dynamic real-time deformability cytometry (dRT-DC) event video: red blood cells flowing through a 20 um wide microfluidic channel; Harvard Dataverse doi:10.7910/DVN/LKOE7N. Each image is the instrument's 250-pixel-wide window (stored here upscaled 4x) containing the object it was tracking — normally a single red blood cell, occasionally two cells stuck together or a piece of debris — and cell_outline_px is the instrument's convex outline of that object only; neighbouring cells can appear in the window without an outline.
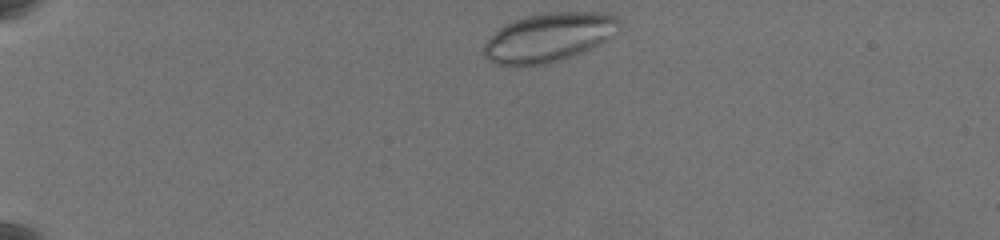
{"species": "common noctule bat (a hibernating species)", "species_latin": "Nyctalus noctula", "temperature_condition": "warm", "stored_images_in_passage": 46, "camera_frame_rate_fps": 3000, "um_per_image_px": 0.085, "animal": {"sex": "female", "body_mass_g": 19.5, "forearm_length_mm": 54.1}, "frame": {"image": 1, "passage_image": 1, "time_ms": 0.0, "image_size_px": [1000, 240], "cell_outline_px": [[620, 32], [608, 40], [584, 52], [548, 64], [496, 64], [488, 60], [484, 56], [484, 44], [500, 28], [516, 20], [528, 16], [548, 12], [608, 12], [616, 16], [620, 20]], "centroid_in_image_um": [46.76, 3.16], "position_along_channel_um": 38.2, "area_um2": 38.44}}
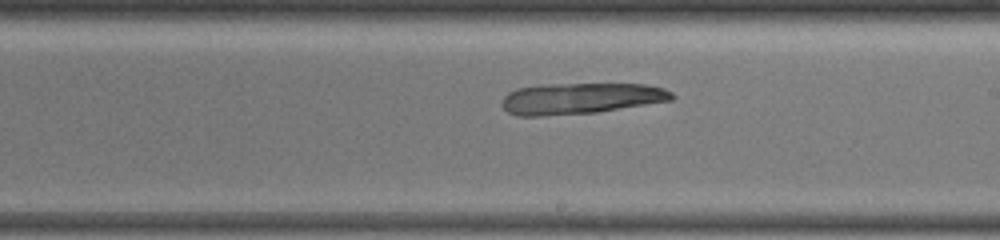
{"frame": {"image": 2, "passage_image": 24, "time_ms": 7.667, "image_size_px": [1000, 240], "cell_outline_px": [[676, 96], [672, 100], [596, 112], [544, 116], [516, 116], [508, 112], [500, 104], [500, 100], [508, 92], [516, 88], [540, 84], [644, 84], [664, 88], [672, 92]], "centroid_in_image_um": [49.3, 8.36], "position_along_channel_um": 239.7, "area_um2": 31.04}}
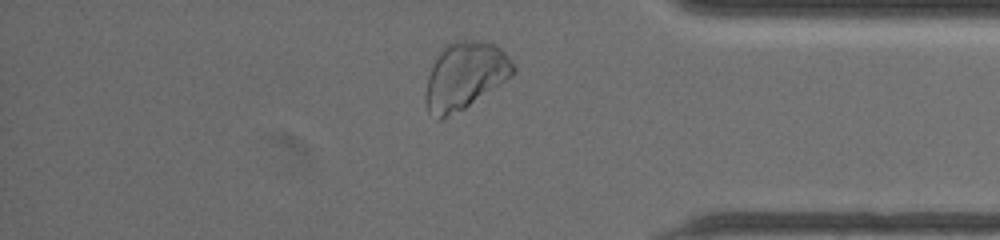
{"frame": {"image": 3, "passage_image": 38, "time_ms": 12.333, "image_size_px": [1000, 240], "cell_outline_px": [[516, 72], [512, 76], [464, 108], [440, 120], [436, 120], [428, 112], [428, 76], [432, 64], [440, 52], [452, 40], [484, 40], [496, 44], [508, 56], [516, 68]], "centroid_in_image_um": [39.56, 6.39], "position_along_channel_um": 395.6, "area_um2": 33.81}}